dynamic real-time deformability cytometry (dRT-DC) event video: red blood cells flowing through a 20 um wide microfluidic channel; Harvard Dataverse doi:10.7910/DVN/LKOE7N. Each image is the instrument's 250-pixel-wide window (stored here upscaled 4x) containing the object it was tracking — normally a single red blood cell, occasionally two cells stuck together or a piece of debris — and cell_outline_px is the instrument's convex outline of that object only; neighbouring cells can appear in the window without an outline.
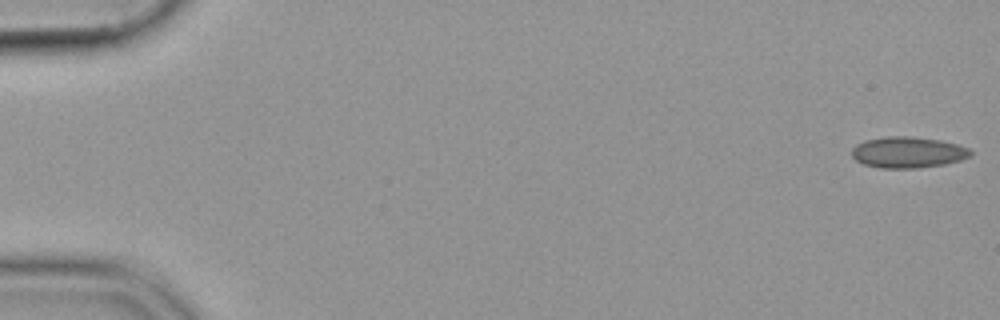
{"species": "common noctule bat (a hibernating species)", "species_latin": "Nyctalus noctula", "temperature_condition": "cold", "stored_images_in_passage": 55, "camera_frame_rate_fps": 3000, "um_per_image_px": 0.085, "animal": {"sex": "female", "body_mass_g": 19.9}, "frame": {"image": 1, "passage_image": 1, "time_ms": 0.0, "image_size_px": [1000, 320], "cell_outline_px": [[972, 152], [968, 156], [960, 160], [944, 164], [916, 168], [880, 168], [864, 164], [856, 160], [852, 156], [852, 148], [856, 144], [864, 140], [888, 136], [912, 136], [940, 140], [956, 144], [968, 148]], "centroid_in_image_um": [77.13, 12.94], "position_along_channel_um": 7.9, "area_um2": 21.44}}
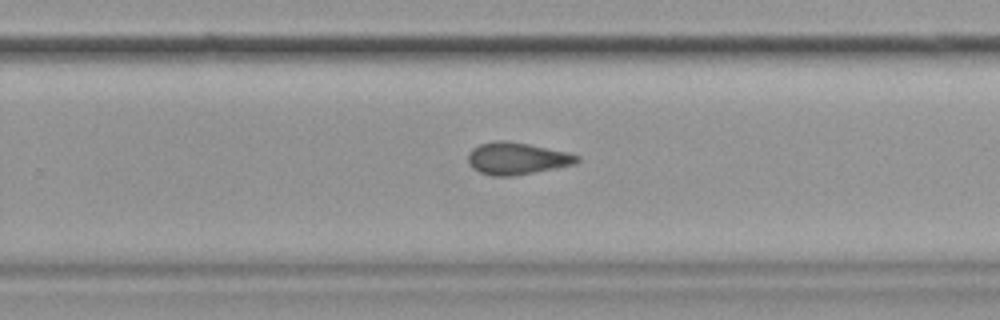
{"frame": {"image": 2, "passage_image": 36, "time_ms": 11.667, "image_size_px": [1000, 320], "cell_outline_px": [[580, 160], [576, 164], [516, 176], [492, 176], [480, 172], [472, 168], [468, 160], [468, 152], [472, 148], [480, 144], [496, 140], [504, 140], [528, 144], [568, 152], [580, 156]], "centroid_in_image_um": [43.94, 13.47], "position_along_channel_um": 285.9, "area_um2": 20.52}}
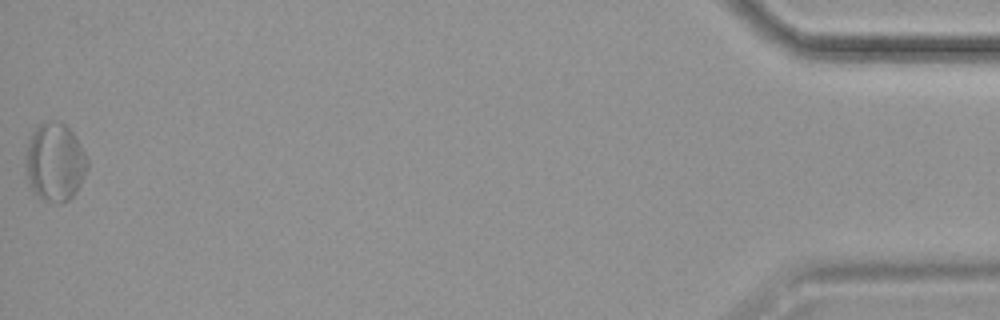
{"frame": {"image": 3, "passage_image": 55, "time_ms": 18.0, "image_size_px": [1000, 320], "cell_outline_px": [[88, 168], [76, 192], [68, 200], [60, 204], [40, 200], [32, 192], [28, 180], [24, 164], [28, 144], [36, 128], [44, 120], [60, 120], [76, 136], [88, 160]], "centroid_in_image_um": [4.66, 13.8], "position_along_channel_um": 430.5, "area_um2": 28.5}}